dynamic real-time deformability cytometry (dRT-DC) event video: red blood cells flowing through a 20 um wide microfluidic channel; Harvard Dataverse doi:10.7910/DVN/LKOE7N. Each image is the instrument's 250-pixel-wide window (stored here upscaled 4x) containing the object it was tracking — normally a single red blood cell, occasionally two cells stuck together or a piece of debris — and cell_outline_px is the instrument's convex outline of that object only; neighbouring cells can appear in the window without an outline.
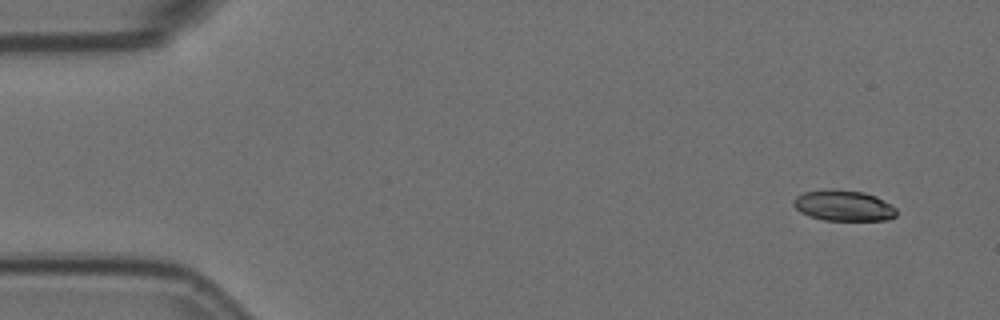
{"species": "Egyptian fruit bat (a non-hibernating species)", "species_latin": "Rousettus aegyptiacus", "temperature_condition": "room temperature", "stored_images_in_passage": 4, "camera_frame_rate_fps": 3000, "um_per_image_px": 0.085, "animal": {"sex": "female"}, "frame": {"image": 1, "passage_image": 1, "time_ms": 0.0, "image_size_px": [1000, 320], "cell_outline_px": [[896, 216], [888, 220], [824, 220], [800, 212], [792, 204], [792, 200], [796, 196], [804, 192], [832, 188], [864, 192], [876, 196], [896, 208]], "centroid_in_image_um": [71.69, 17.46], "position_along_channel_um": 13.3, "area_um2": 18.5}}
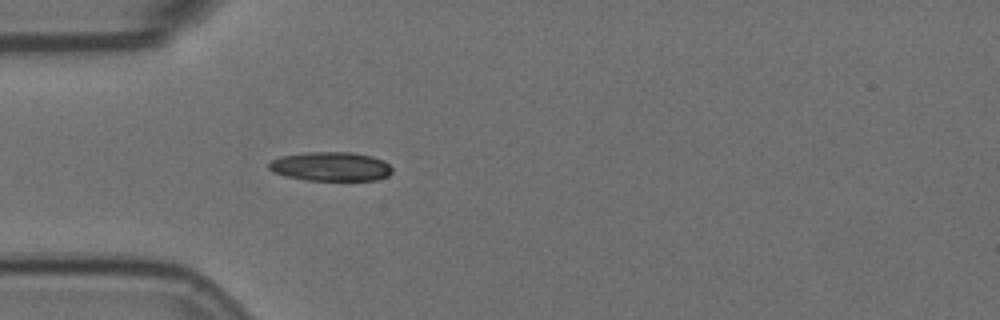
{"frame": {"image": 2, "passage_image": 4, "time_ms": 1.0, "image_size_px": [1000, 320], "cell_outline_px": [[392, 172], [388, 176], [376, 180], [308, 180], [288, 176], [276, 172], [268, 168], [268, 164], [272, 160], [280, 156], [304, 152], [352, 152], [372, 156], [384, 160], [392, 168]], "centroid_in_image_um": [28.15, 14.14], "position_along_channel_um": 56.9, "area_um2": 20.87}}